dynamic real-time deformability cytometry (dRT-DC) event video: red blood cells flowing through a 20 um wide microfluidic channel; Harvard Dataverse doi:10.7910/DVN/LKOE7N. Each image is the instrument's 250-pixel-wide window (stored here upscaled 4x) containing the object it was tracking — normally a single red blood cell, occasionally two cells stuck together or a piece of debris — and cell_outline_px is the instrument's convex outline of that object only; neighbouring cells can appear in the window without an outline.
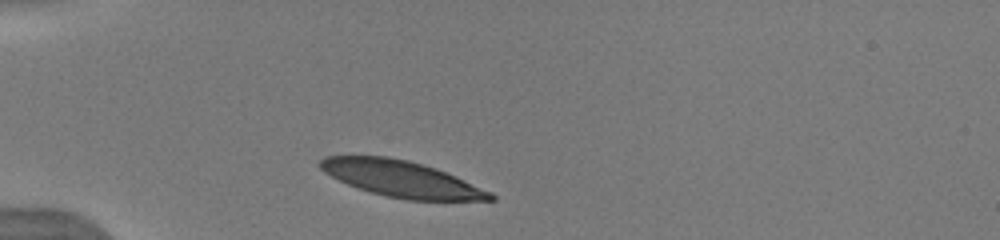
{"species": "human", "species_latin": "Homo sapiens", "temperature_condition": "warm", "stored_images_in_passage": 7, "camera_frame_rate_fps": 3000, "um_per_image_px": 0.085, "donor": {"sex": "male"}, "frame": {"image": 1, "passage_image": 1, "time_ms": 0.0, "image_size_px": [1000, 240], "cell_outline_px": [[496, 200], [408, 200], [388, 196], [372, 192], [348, 184], [324, 172], [316, 164], [324, 156], [388, 156], [408, 160], [436, 168], [492, 192], [496, 196]], "centroid_in_image_um": [34.12, 15.19], "position_along_channel_um": 50.9, "area_um2": 35.55}}
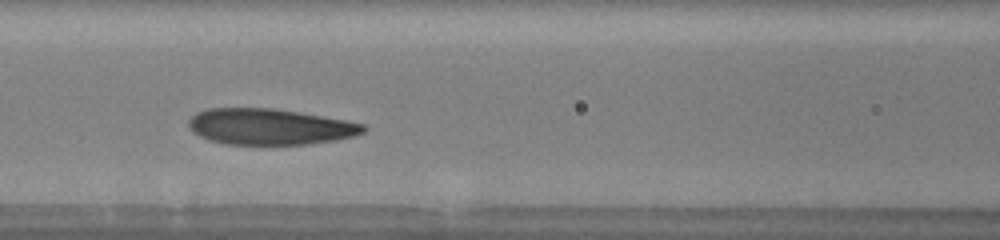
{"frame": {"image": 2, "passage_image": 4, "time_ms": 3.0, "image_size_px": [1000, 240], "cell_outline_px": [[368, 128], [364, 132], [356, 136], [336, 140], [308, 144], [224, 144], [208, 140], [192, 132], [188, 128], [188, 120], [196, 112], [208, 108], [272, 108], [344, 120], [364, 124]], "centroid_in_image_um": [22.9, 10.77], "position_along_channel_um": 143.7, "area_um2": 36.7}}